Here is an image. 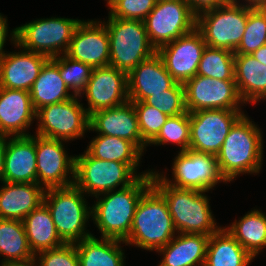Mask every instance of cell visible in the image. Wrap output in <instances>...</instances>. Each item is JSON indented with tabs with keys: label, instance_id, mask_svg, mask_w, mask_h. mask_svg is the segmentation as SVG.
<instances>
[{
	"label": "cell",
	"instance_id": "cell-32",
	"mask_svg": "<svg viewBox=\"0 0 266 266\" xmlns=\"http://www.w3.org/2000/svg\"><path fill=\"white\" fill-rule=\"evenodd\" d=\"M86 151L94 158L126 163L136 174L144 154L129 140L99 134L92 138Z\"/></svg>",
	"mask_w": 266,
	"mask_h": 266
},
{
	"label": "cell",
	"instance_id": "cell-3",
	"mask_svg": "<svg viewBox=\"0 0 266 266\" xmlns=\"http://www.w3.org/2000/svg\"><path fill=\"white\" fill-rule=\"evenodd\" d=\"M177 234L164 196L151 185L138 201L125 246L156 252Z\"/></svg>",
	"mask_w": 266,
	"mask_h": 266
},
{
	"label": "cell",
	"instance_id": "cell-41",
	"mask_svg": "<svg viewBox=\"0 0 266 266\" xmlns=\"http://www.w3.org/2000/svg\"><path fill=\"white\" fill-rule=\"evenodd\" d=\"M34 260L36 266H79L75 243H65L61 247L41 251L35 255Z\"/></svg>",
	"mask_w": 266,
	"mask_h": 266
},
{
	"label": "cell",
	"instance_id": "cell-11",
	"mask_svg": "<svg viewBox=\"0 0 266 266\" xmlns=\"http://www.w3.org/2000/svg\"><path fill=\"white\" fill-rule=\"evenodd\" d=\"M196 23L197 15L184 0L158 1L144 19L149 41L156 50L193 31Z\"/></svg>",
	"mask_w": 266,
	"mask_h": 266
},
{
	"label": "cell",
	"instance_id": "cell-42",
	"mask_svg": "<svg viewBox=\"0 0 266 266\" xmlns=\"http://www.w3.org/2000/svg\"><path fill=\"white\" fill-rule=\"evenodd\" d=\"M191 10L198 15L199 13L217 8L218 6L227 4L230 0H184Z\"/></svg>",
	"mask_w": 266,
	"mask_h": 266
},
{
	"label": "cell",
	"instance_id": "cell-46",
	"mask_svg": "<svg viewBox=\"0 0 266 266\" xmlns=\"http://www.w3.org/2000/svg\"><path fill=\"white\" fill-rule=\"evenodd\" d=\"M230 1L240 4V0H230ZM244 2H243V5H245V6H250L253 8H256V7L257 8H266V0H244Z\"/></svg>",
	"mask_w": 266,
	"mask_h": 266
},
{
	"label": "cell",
	"instance_id": "cell-29",
	"mask_svg": "<svg viewBox=\"0 0 266 266\" xmlns=\"http://www.w3.org/2000/svg\"><path fill=\"white\" fill-rule=\"evenodd\" d=\"M22 221L29 247L34 255L65 244L58 235L51 213L44 203L34 209Z\"/></svg>",
	"mask_w": 266,
	"mask_h": 266
},
{
	"label": "cell",
	"instance_id": "cell-5",
	"mask_svg": "<svg viewBox=\"0 0 266 266\" xmlns=\"http://www.w3.org/2000/svg\"><path fill=\"white\" fill-rule=\"evenodd\" d=\"M84 194L74 184L45 190L43 203L49 209L56 231L65 243H76L93 235L86 230L92 217Z\"/></svg>",
	"mask_w": 266,
	"mask_h": 266
},
{
	"label": "cell",
	"instance_id": "cell-37",
	"mask_svg": "<svg viewBox=\"0 0 266 266\" xmlns=\"http://www.w3.org/2000/svg\"><path fill=\"white\" fill-rule=\"evenodd\" d=\"M59 61V72L65 85L74 95L79 96L91 77L93 68L83 62L74 60L66 54L55 57Z\"/></svg>",
	"mask_w": 266,
	"mask_h": 266
},
{
	"label": "cell",
	"instance_id": "cell-45",
	"mask_svg": "<svg viewBox=\"0 0 266 266\" xmlns=\"http://www.w3.org/2000/svg\"><path fill=\"white\" fill-rule=\"evenodd\" d=\"M251 55L258 60L261 64L266 65V44L259 47Z\"/></svg>",
	"mask_w": 266,
	"mask_h": 266
},
{
	"label": "cell",
	"instance_id": "cell-34",
	"mask_svg": "<svg viewBox=\"0 0 266 266\" xmlns=\"http://www.w3.org/2000/svg\"><path fill=\"white\" fill-rule=\"evenodd\" d=\"M234 52L206 46L198 65L197 75L218 79L234 80Z\"/></svg>",
	"mask_w": 266,
	"mask_h": 266
},
{
	"label": "cell",
	"instance_id": "cell-28",
	"mask_svg": "<svg viewBox=\"0 0 266 266\" xmlns=\"http://www.w3.org/2000/svg\"><path fill=\"white\" fill-rule=\"evenodd\" d=\"M124 241L93 235L75 243L79 266H125Z\"/></svg>",
	"mask_w": 266,
	"mask_h": 266
},
{
	"label": "cell",
	"instance_id": "cell-9",
	"mask_svg": "<svg viewBox=\"0 0 266 266\" xmlns=\"http://www.w3.org/2000/svg\"><path fill=\"white\" fill-rule=\"evenodd\" d=\"M80 19L41 18L16 27V43L21 48L49 58L67 52Z\"/></svg>",
	"mask_w": 266,
	"mask_h": 266
},
{
	"label": "cell",
	"instance_id": "cell-27",
	"mask_svg": "<svg viewBox=\"0 0 266 266\" xmlns=\"http://www.w3.org/2000/svg\"><path fill=\"white\" fill-rule=\"evenodd\" d=\"M29 92L36 112L40 108L67 101L75 96L65 85L59 72V61L55 57L44 64Z\"/></svg>",
	"mask_w": 266,
	"mask_h": 266
},
{
	"label": "cell",
	"instance_id": "cell-6",
	"mask_svg": "<svg viewBox=\"0 0 266 266\" xmlns=\"http://www.w3.org/2000/svg\"><path fill=\"white\" fill-rule=\"evenodd\" d=\"M103 23L109 34V66L128 75L157 52L149 41L144 21L120 19L108 14V20Z\"/></svg>",
	"mask_w": 266,
	"mask_h": 266
},
{
	"label": "cell",
	"instance_id": "cell-7",
	"mask_svg": "<svg viewBox=\"0 0 266 266\" xmlns=\"http://www.w3.org/2000/svg\"><path fill=\"white\" fill-rule=\"evenodd\" d=\"M83 153L75 155L73 184L91 197L117 190L119 185L120 189L127 187L139 176L153 172L149 169L136 174L126 163L94 158L85 150Z\"/></svg>",
	"mask_w": 266,
	"mask_h": 266
},
{
	"label": "cell",
	"instance_id": "cell-26",
	"mask_svg": "<svg viewBox=\"0 0 266 266\" xmlns=\"http://www.w3.org/2000/svg\"><path fill=\"white\" fill-rule=\"evenodd\" d=\"M234 80L240 98L247 104H257L266 99V65L251 54L234 55Z\"/></svg>",
	"mask_w": 266,
	"mask_h": 266
},
{
	"label": "cell",
	"instance_id": "cell-1",
	"mask_svg": "<svg viewBox=\"0 0 266 266\" xmlns=\"http://www.w3.org/2000/svg\"><path fill=\"white\" fill-rule=\"evenodd\" d=\"M263 132L247 114L231 127L216 155L221 175L227 182L240 174H258L263 165Z\"/></svg>",
	"mask_w": 266,
	"mask_h": 266
},
{
	"label": "cell",
	"instance_id": "cell-21",
	"mask_svg": "<svg viewBox=\"0 0 266 266\" xmlns=\"http://www.w3.org/2000/svg\"><path fill=\"white\" fill-rule=\"evenodd\" d=\"M35 119L29 91L0 87V136H30Z\"/></svg>",
	"mask_w": 266,
	"mask_h": 266
},
{
	"label": "cell",
	"instance_id": "cell-15",
	"mask_svg": "<svg viewBox=\"0 0 266 266\" xmlns=\"http://www.w3.org/2000/svg\"><path fill=\"white\" fill-rule=\"evenodd\" d=\"M64 142L35 134L37 184L45 190L74 183L75 156H68Z\"/></svg>",
	"mask_w": 266,
	"mask_h": 266
},
{
	"label": "cell",
	"instance_id": "cell-30",
	"mask_svg": "<svg viewBox=\"0 0 266 266\" xmlns=\"http://www.w3.org/2000/svg\"><path fill=\"white\" fill-rule=\"evenodd\" d=\"M1 265H16L35 262L22 220L0 219Z\"/></svg>",
	"mask_w": 266,
	"mask_h": 266
},
{
	"label": "cell",
	"instance_id": "cell-35",
	"mask_svg": "<svg viewBox=\"0 0 266 266\" xmlns=\"http://www.w3.org/2000/svg\"><path fill=\"white\" fill-rule=\"evenodd\" d=\"M266 44V8L248 6L245 33L235 54H251Z\"/></svg>",
	"mask_w": 266,
	"mask_h": 266
},
{
	"label": "cell",
	"instance_id": "cell-16",
	"mask_svg": "<svg viewBox=\"0 0 266 266\" xmlns=\"http://www.w3.org/2000/svg\"><path fill=\"white\" fill-rule=\"evenodd\" d=\"M88 101L87 114L113 108L129 100L127 74L112 66L93 68L85 89L80 93Z\"/></svg>",
	"mask_w": 266,
	"mask_h": 266
},
{
	"label": "cell",
	"instance_id": "cell-33",
	"mask_svg": "<svg viewBox=\"0 0 266 266\" xmlns=\"http://www.w3.org/2000/svg\"><path fill=\"white\" fill-rule=\"evenodd\" d=\"M224 228L253 258L266 247V214L260 209L248 211L240 220Z\"/></svg>",
	"mask_w": 266,
	"mask_h": 266
},
{
	"label": "cell",
	"instance_id": "cell-25",
	"mask_svg": "<svg viewBox=\"0 0 266 266\" xmlns=\"http://www.w3.org/2000/svg\"><path fill=\"white\" fill-rule=\"evenodd\" d=\"M210 236L178 233L156 252L163 256L157 266H204Z\"/></svg>",
	"mask_w": 266,
	"mask_h": 266
},
{
	"label": "cell",
	"instance_id": "cell-43",
	"mask_svg": "<svg viewBox=\"0 0 266 266\" xmlns=\"http://www.w3.org/2000/svg\"><path fill=\"white\" fill-rule=\"evenodd\" d=\"M8 19L3 14L0 13V55H2L4 51V46L6 43V40H8Z\"/></svg>",
	"mask_w": 266,
	"mask_h": 266
},
{
	"label": "cell",
	"instance_id": "cell-10",
	"mask_svg": "<svg viewBox=\"0 0 266 266\" xmlns=\"http://www.w3.org/2000/svg\"><path fill=\"white\" fill-rule=\"evenodd\" d=\"M80 97L40 108L36 112V135L62 141H73L84 137L89 131L90 116Z\"/></svg>",
	"mask_w": 266,
	"mask_h": 266
},
{
	"label": "cell",
	"instance_id": "cell-38",
	"mask_svg": "<svg viewBox=\"0 0 266 266\" xmlns=\"http://www.w3.org/2000/svg\"><path fill=\"white\" fill-rule=\"evenodd\" d=\"M144 102L167 116H176L187 112L184 85L178 82L165 93L152 94Z\"/></svg>",
	"mask_w": 266,
	"mask_h": 266
},
{
	"label": "cell",
	"instance_id": "cell-44",
	"mask_svg": "<svg viewBox=\"0 0 266 266\" xmlns=\"http://www.w3.org/2000/svg\"><path fill=\"white\" fill-rule=\"evenodd\" d=\"M4 157H5V136H0V182H3L4 170Z\"/></svg>",
	"mask_w": 266,
	"mask_h": 266
},
{
	"label": "cell",
	"instance_id": "cell-40",
	"mask_svg": "<svg viewBox=\"0 0 266 266\" xmlns=\"http://www.w3.org/2000/svg\"><path fill=\"white\" fill-rule=\"evenodd\" d=\"M156 2V0H113L108 5L109 14L120 19L144 21Z\"/></svg>",
	"mask_w": 266,
	"mask_h": 266
},
{
	"label": "cell",
	"instance_id": "cell-36",
	"mask_svg": "<svg viewBox=\"0 0 266 266\" xmlns=\"http://www.w3.org/2000/svg\"><path fill=\"white\" fill-rule=\"evenodd\" d=\"M190 120L189 112L176 116H169L161 127L158 135L148 144L166 145L177 144L180 152L189 150L190 145Z\"/></svg>",
	"mask_w": 266,
	"mask_h": 266
},
{
	"label": "cell",
	"instance_id": "cell-24",
	"mask_svg": "<svg viewBox=\"0 0 266 266\" xmlns=\"http://www.w3.org/2000/svg\"><path fill=\"white\" fill-rule=\"evenodd\" d=\"M0 188V219L23 220L44 199L45 189L37 183L2 182Z\"/></svg>",
	"mask_w": 266,
	"mask_h": 266
},
{
	"label": "cell",
	"instance_id": "cell-22",
	"mask_svg": "<svg viewBox=\"0 0 266 266\" xmlns=\"http://www.w3.org/2000/svg\"><path fill=\"white\" fill-rule=\"evenodd\" d=\"M3 182L37 183L34 134L5 137Z\"/></svg>",
	"mask_w": 266,
	"mask_h": 266
},
{
	"label": "cell",
	"instance_id": "cell-19",
	"mask_svg": "<svg viewBox=\"0 0 266 266\" xmlns=\"http://www.w3.org/2000/svg\"><path fill=\"white\" fill-rule=\"evenodd\" d=\"M65 54L92 68L109 66V34L102 20H81Z\"/></svg>",
	"mask_w": 266,
	"mask_h": 266
},
{
	"label": "cell",
	"instance_id": "cell-18",
	"mask_svg": "<svg viewBox=\"0 0 266 266\" xmlns=\"http://www.w3.org/2000/svg\"><path fill=\"white\" fill-rule=\"evenodd\" d=\"M9 35L10 42L20 52L6 51L0 55V87L30 91L42 67L50 58L21 48L16 43V28Z\"/></svg>",
	"mask_w": 266,
	"mask_h": 266
},
{
	"label": "cell",
	"instance_id": "cell-48",
	"mask_svg": "<svg viewBox=\"0 0 266 266\" xmlns=\"http://www.w3.org/2000/svg\"><path fill=\"white\" fill-rule=\"evenodd\" d=\"M107 1V6L113 1V0H105Z\"/></svg>",
	"mask_w": 266,
	"mask_h": 266
},
{
	"label": "cell",
	"instance_id": "cell-47",
	"mask_svg": "<svg viewBox=\"0 0 266 266\" xmlns=\"http://www.w3.org/2000/svg\"><path fill=\"white\" fill-rule=\"evenodd\" d=\"M2 266H36L34 262L27 263V264H16V265H2Z\"/></svg>",
	"mask_w": 266,
	"mask_h": 266
},
{
	"label": "cell",
	"instance_id": "cell-8",
	"mask_svg": "<svg viewBox=\"0 0 266 266\" xmlns=\"http://www.w3.org/2000/svg\"><path fill=\"white\" fill-rule=\"evenodd\" d=\"M248 6L229 2L197 15L196 28L208 47L235 52L245 33Z\"/></svg>",
	"mask_w": 266,
	"mask_h": 266
},
{
	"label": "cell",
	"instance_id": "cell-14",
	"mask_svg": "<svg viewBox=\"0 0 266 266\" xmlns=\"http://www.w3.org/2000/svg\"><path fill=\"white\" fill-rule=\"evenodd\" d=\"M183 85L189 113L209 109L242 110L245 104L240 98L235 80L195 75Z\"/></svg>",
	"mask_w": 266,
	"mask_h": 266
},
{
	"label": "cell",
	"instance_id": "cell-2",
	"mask_svg": "<svg viewBox=\"0 0 266 266\" xmlns=\"http://www.w3.org/2000/svg\"><path fill=\"white\" fill-rule=\"evenodd\" d=\"M152 185V174L139 176L131 185L95 196L93 223L101 238L125 241L129 236L138 201Z\"/></svg>",
	"mask_w": 266,
	"mask_h": 266
},
{
	"label": "cell",
	"instance_id": "cell-17",
	"mask_svg": "<svg viewBox=\"0 0 266 266\" xmlns=\"http://www.w3.org/2000/svg\"><path fill=\"white\" fill-rule=\"evenodd\" d=\"M206 46L201 32L195 28L190 33L160 47L157 54L172 78L184 84L197 75L198 65Z\"/></svg>",
	"mask_w": 266,
	"mask_h": 266
},
{
	"label": "cell",
	"instance_id": "cell-20",
	"mask_svg": "<svg viewBox=\"0 0 266 266\" xmlns=\"http://www.w3.org/2000/svg\"><path fill=\"white\" fill-rule=\"evenodd\" d=\"M89 131L129 140L143 153L148 146L142 140L137 114L133 103L129 100L122 105L91 114Z\"/></svg>",
	"mask_w": 266,
	"mask_h": 266
},
{
	"label": "cell",
	"instance_id": "cell-39",
	"mask_svg": "<svg viewBox=\"0 0 266 266\" xmlns=\"http://www.w3.org/2000/svg\"><path fill=\"white\" fill-rule=\"evenodd\" d=\"M132 103L137 114L142 140L148 145L158 135L169 116L144 101Z\"/></svg>",
	"mask_w": 266,
	"mask_h": 266
},
{
	"label": "cell",
	"instance_id": "cell-23",
	"mask_svg": "<svg viewBox=\"0 0 266 266\" xmlns=\"http://www.w3.org/2000/svg\"><path fill=\"white\" fill-rule=\"evenodd\" d=\"M127 81L131 102H143L152 94L165 93L177 83L166 70L157 52L136 66L127 75Z\"/></svg>",
	"mask_w": 266,
	"mask_h": 266
},
{
	"label": "cell",
	"instance_id": "cell-4",
	"mask_svg": "<svg viewBox=\"0 0 266 266\" xmlns=\"http://www.w3.org/2000/svg\"><path fill=\"white\" fill-rule=\"evenodd\" d=\"M152 185L164 196L177 233L211 235L218 226L204 191L166 184L153 170Z\"/></svg>",
	"mask_w": 266,
	"mask_h": 266
},
{
	"label": "cell",
	"instance_id": "cell-12",
	"mask_svg": "<svg viewBox=\"0 0 266 266\" xmlns=\"http://www.w3.org/2000/svg\"><path fill=\"white\" fill-rule=\"evenodd\" d=\"M173 160L172 180L155 171L168 185L209 192L218 183H228L219 171L215 155L186 150L179 151Z\"/></svg>",
	"mask_w": 266,
	"mask_h": 266
},
{
	"label": "cell",
	"instance_id": "cell-31",
	"mask_svg": "<svg viewBox=\"0 0 266 266\" xmlns=\"http://www.w3.org/2000/svg\"><path fill=\"white\" fill-rule=\"evenodd\" d=\"M253 257L224 228L210 235L204 266H249Z\"/></svg>",
	"mask_w": 266,
	"mask_h": 266
},
{
	"label": "cell",
	"instance_id": "cell-13",
	"mask_svg": "<svg viewBox=\"0 0 266 266\" xmlns=\"http://www.w3.org/2000/svg\"><path fill=\"white\" fill-rule=\"evenodd\" d=\"M244 114L242 110L209 109L189 113V150L217 155L234 123Z\"/></svg>",
	"mask_w": 266,
	"mask_h": 266
}]
</instances>
